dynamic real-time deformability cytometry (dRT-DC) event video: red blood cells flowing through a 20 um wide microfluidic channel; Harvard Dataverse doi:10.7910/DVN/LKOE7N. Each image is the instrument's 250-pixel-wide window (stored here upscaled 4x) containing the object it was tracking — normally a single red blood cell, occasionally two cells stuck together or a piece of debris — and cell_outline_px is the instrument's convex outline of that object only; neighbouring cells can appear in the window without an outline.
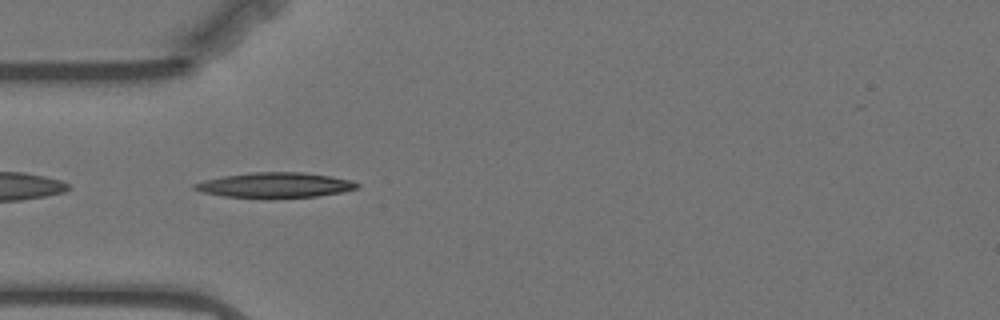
{"species": "Egyptian fruit bat (a non-hibernating species)", "species_latin": "Rousettus aegyptiacus", "temperature_condition": "warm", "stored_images_in_passage": 41, "camera_frame_rate_fps": 3000, "um_per_image_px": 0.085, "animal": {"sex": "female"}, "frame": {"image": 1, "passage_image": 2, "time_ms": 0.333, "image_size_px": [1000, 320], "cell_outline_px": [[360, 188], [344, 192], [316, 196], [272, 200], [264, 200], [224, 196], [204, 192], [192, 188], [192, 184], [204, 180], [224, 176], [252, 172], [304, 172], [332, 176], [352, 180], [360, 184]], "centroid_in_image_um": [23.42, 15.76], "position_along_channel_um": 61.6, "area_um2": 24.68}}
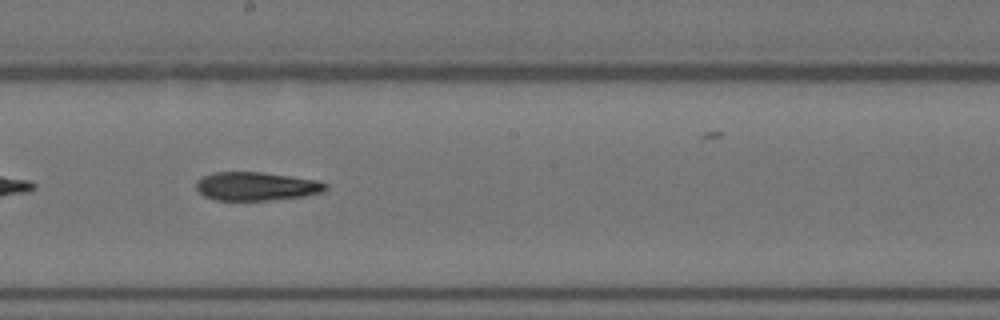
{"frame": {"image": 2, "passage_image": 16, "time_ms": 5.0, "image_size_px": [1000, 320], "cell_outline_px": [[328, 188], [324, 192], [304, 196], [268, 200], [216, 200], [204, 196], [196, 188], [196, 180], [212, 172], [260, 172], [320, 180], [328, 184]], "centroid_in_image_um": [21.82, 15.83], "position_along_channel_um": 226.4, "area_um2": 21.62}}
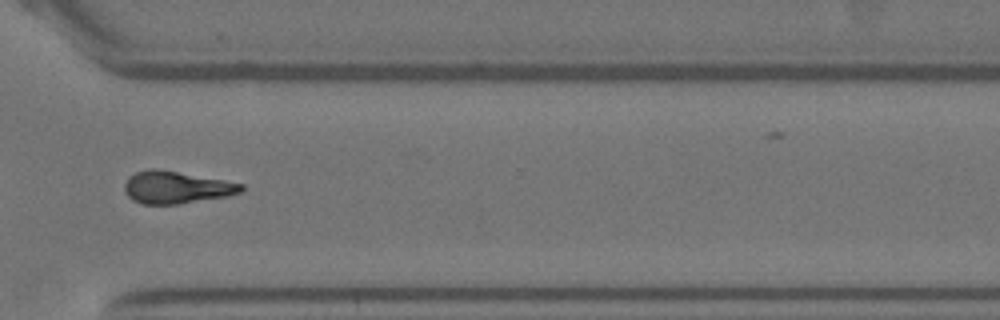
{"frame": {"image": 3, "passage_image": 27, "time_ms": 8.667, "image_size_px": [1000, 320], "cell_outline_px": [[244, 188], [240, 192], [228, 196], [176, 204], [140, 204], [132, 200], [124, 192], [124, 184], [128, 176], [136, 172], [148, 168], [156, 168], [224, 180], [244, 184]], "centroid_in_image_um": [14.94, 15.92], "position_along_channel_um": 355.7, "area_um2": 22.02}, "authors_computed_cell_mechanics": {"area_um2": 22.0796, "velocity_mm_per_s": 3.5359, "shape_relaxation_time_tau1_ms": 10.4043, "shape_relaxation_time_tau2_ms": 8.3846, "deformation_change_tau1": 0.299, "deformation_change_tau2": 0.1931}}